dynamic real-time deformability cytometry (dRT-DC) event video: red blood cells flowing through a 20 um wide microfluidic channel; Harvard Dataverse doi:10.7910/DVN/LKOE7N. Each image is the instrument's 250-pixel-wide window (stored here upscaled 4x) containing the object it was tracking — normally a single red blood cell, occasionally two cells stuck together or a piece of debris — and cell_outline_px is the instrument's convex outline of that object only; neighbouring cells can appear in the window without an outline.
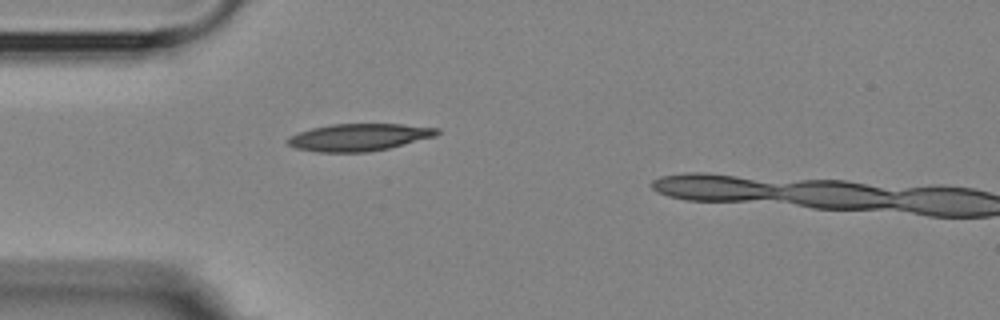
{"species": "Egyptian fruit bat (a non-hibernating species)", "species_latin": "Rousettus aegyptiacus", "temperature_condition": "room temperature", "stored_images_in_passage": 1, "camera_frame_rate_fps": 3000, "um_per_image_px": 0.085, "animal": {"sex": "female"}, "frame": {"image": 1, "passage_image": 1, "time_ms": 0.0, "image_size_px": [1000, 320], "cell_outline_px": [[440, 132], [436, 136], [388, 148], [368, 152], [316, 152], [296, 148], [288, 144], [284, 140], [288, 136], [312, 128], [332, 124], [404, 124], [440, 128]], "centroid_in_image_um": [30.51, 11.66], "position_along_channel_um": 54.5, "area_um2": 23.76}}